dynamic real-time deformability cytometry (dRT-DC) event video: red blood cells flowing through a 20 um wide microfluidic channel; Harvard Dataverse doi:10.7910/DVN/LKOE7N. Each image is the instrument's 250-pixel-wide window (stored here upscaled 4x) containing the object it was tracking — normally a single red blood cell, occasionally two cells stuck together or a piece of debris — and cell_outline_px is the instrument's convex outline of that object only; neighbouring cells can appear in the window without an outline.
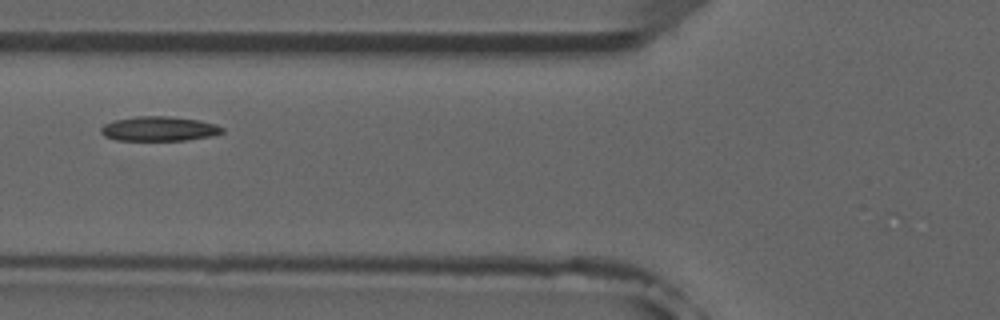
{"species": "common noctule bat (a hibernating species)", "species_latin": "Nyctalus noctula", "temperature_condition": "room temperature", "stored_images_in_passage": 9, "camera_frame_rate_fps": 3000, "um_per_image_px": 0.085, "animal": {"sex": "male", "forearm_length_mm": 52.5}, "frame": {"image": 1, "passage_image": 8, "time_ms": 9.333, "image_size_px": [1000, 320], "cell_outline_px": [[224, 132], [212, 136], [184, 140], [116, 140], [104, 136], [100, 132], [100, 128], [104, 124], [112, 120], [136, 116], [168, 116], [200, 120], [216, 124], [224, 128]], "centroid_in_image_um": [13.51, 10.94], "position_along_channel_um": 112.3, "area_um2": 17.51}}
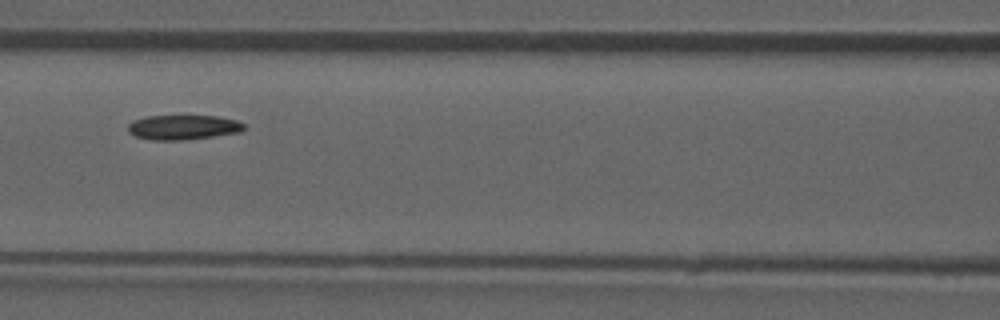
{"frame": {"image": 2, "passage_image": 9, "time_ms": 10.333, "image_size_px": [1000, 320], "cell_outline_px": [[244, 128], [240, 132], [212, 136], [180, 140], [152, 140], [136, 136], [128, 132], [128, 124], [132, 120], [148, 116], [216, 116], [236, 120], [244, 124]], "centroid_in_image_um": [15.53, 10.81], "position_along_channel_um": 151.1, "area_um2": 16.53}}